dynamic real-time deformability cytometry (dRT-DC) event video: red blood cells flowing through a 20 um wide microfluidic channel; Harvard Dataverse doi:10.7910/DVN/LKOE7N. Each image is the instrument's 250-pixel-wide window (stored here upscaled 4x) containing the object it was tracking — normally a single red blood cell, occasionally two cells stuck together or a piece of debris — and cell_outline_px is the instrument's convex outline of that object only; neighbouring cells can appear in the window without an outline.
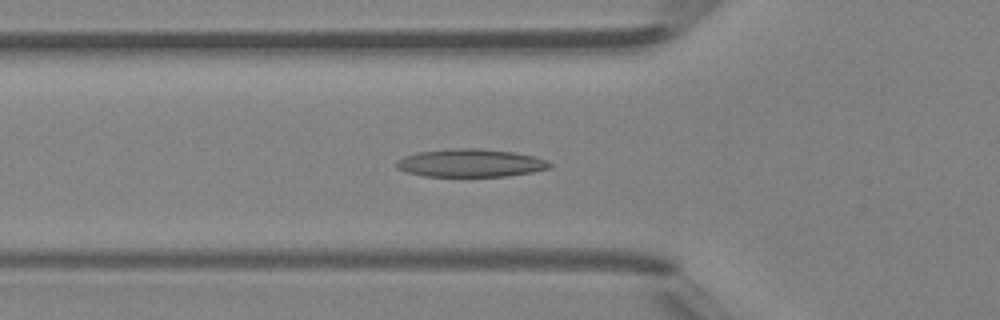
{"species": "Egyptian fruit bat (a non-hibernating species)", "species_latin": "Rousettus aegyptiacus", "temperature_condition": "room temperature", "stored_images_in_passage": 46, "camera_frame_rate_fps": 3000, "um_per_image_px": 0.085, "animal": {"sex": "female"}, "frame": {"image": 1, "passage_image": 16, "time_ms": 5.0, "image_size_px": [1000, 320], "cell_outline_px": [[552, 164], [548, 168], [532, 172], [508, 176], [424, 176], [408, 172], [396, 168], [396, 160], [404, 156], [416, 152], [448, 148], [476, 148], [512, 152], [536, 156], [548, 160]], "centroid_in_image_um": [39.98, 13.84], "position_along_channel_um": 85.8, "area_um2": 25.09}}
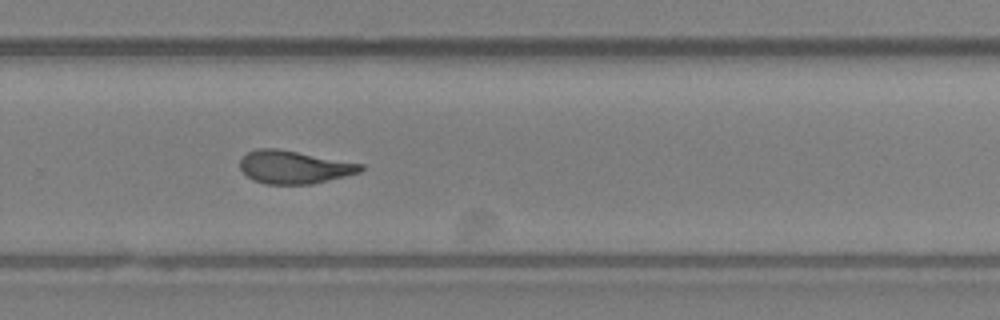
{"frame": {"image": 2, "passage_image": 31, "time_ms": 10.0, "image_size_px": [1000, 320], "cell_outline_px": [[364, 168], [360, 172], [312, 184], [264, 184], [252, 180], [240, 168], [240, 160], [248, 152], [256, 148], [280, 148], [364, 164]], "centroid_in_image_um": [24.99, 14.19], "position_along_channel_um": 304.8, "area_um2": 23.29}}
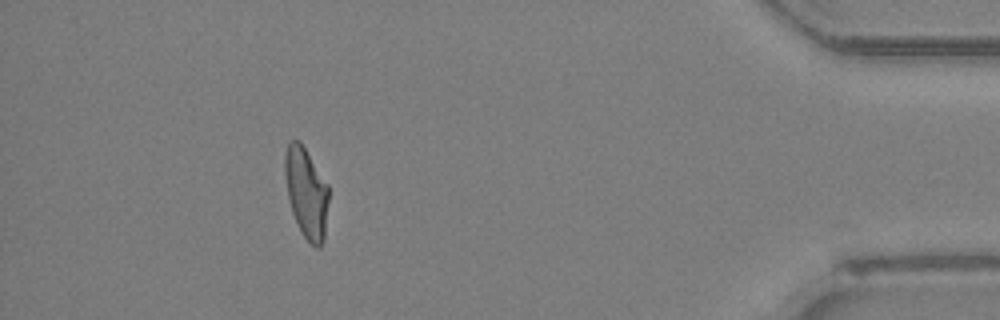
{"frame": {"image": 3, "passage_image": 42, "time_ms": 13.667, "image_size_px": [1000, 320], "cell_outline_px": [[328, 200], [324, 240], [320, 248], [316, 248], [300, 232], [292, 212], [288, 196], [284, 176], [284, 156], [288, 140], [300, 140], [328, 184]], "centroid_in_image_um": [26.02, 16.36], "position_along_channel_um": 409.2, "area_um2": 23.24}, "authors_computed_cell_mechanics": {"area_um2": 23.7558, "velocity_mm_per_s": 4.3807, "shape_relaxation_time_tau1_ms": null, "shape_relaxation_time_tau2_ms": 3.6837, "deformation_change_tau1": null, "deformation_change_tau2": 0.1315}}